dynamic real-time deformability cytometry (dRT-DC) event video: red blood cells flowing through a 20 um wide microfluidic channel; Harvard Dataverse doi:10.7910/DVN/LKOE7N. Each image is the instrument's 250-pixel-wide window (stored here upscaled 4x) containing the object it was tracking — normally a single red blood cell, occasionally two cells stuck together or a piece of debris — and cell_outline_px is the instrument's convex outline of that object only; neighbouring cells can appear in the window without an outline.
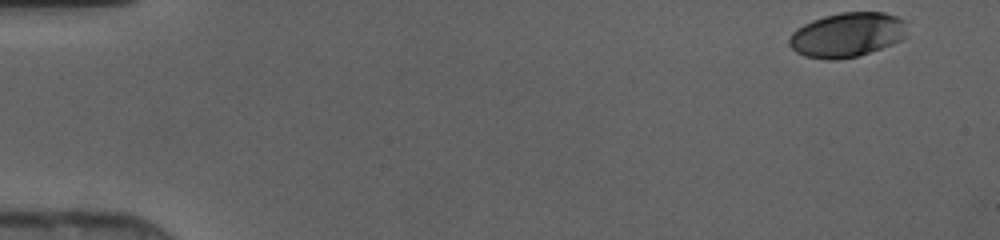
{"species": "human", "species_latin": "Homo sapiens", "temperature_condition": "cold", "stored_images_in_passage": 45, "camera_frame_rate_fps": 3000, "um_per_image_px": 0.085, "donor": {"sex": "female"}, "frame": {"image": 1, "passage_image": 1, "time_ms": 0.0, "image_size_px": [1000, 240], "cell_outline_px": [[908, 36], [892, 44], [856, 56], [836, 60], [828, 60], [804, 56], [796, 52], [788, 44], [788, 36], [796, 28], [812, 20], [824, 16], [840, 12], [884, 12], [908, 20]], "centroid_in_image_um": [72.03, 2.94], "position_along_channel_um": 13.0, "area_um2": 31.04}}
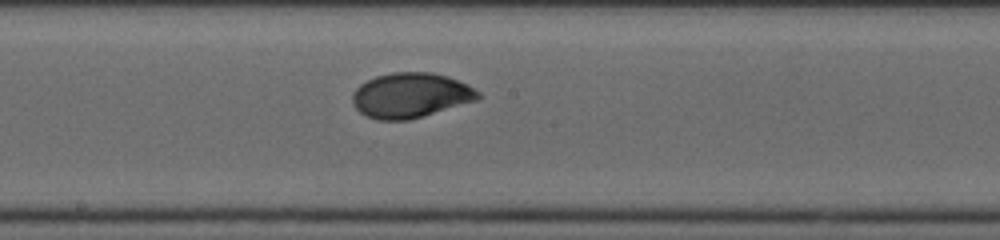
{"frame": {"image": 2, "passage_image": 24, "time_ms": 7.667, "image_size_px": [1000, 240], "cell_outline_px": [[484, 96], [476, 100], [408, 120], [376, 120], [360, 112], [352, 104], [352, 92], [360, 84], [376, 76], [392, 72], [432, 72], [448, 76], [468, 84], [480, 92]], "centroid_in_image_um": [34.9, 8.09], "position_along_channel_um": 213.3, "area_um2": 32.95}}
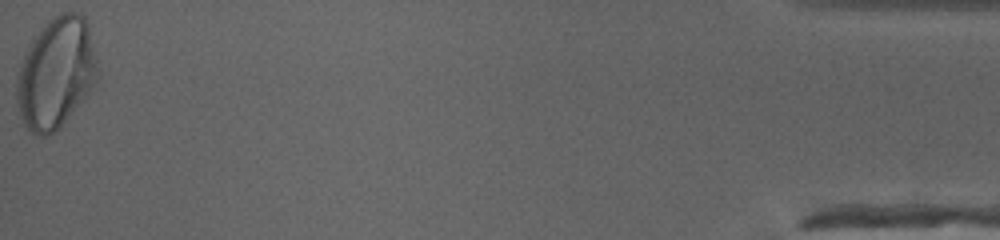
{"frame": {"image": 3, "passage_image": 45, "time_ms": 14.667, "image_size_px": [1000, 240], "cell_outline_px": [[100, 72], [92, 88], [68, 116], [52, 132], [44, 136], [40, 136], [32, 132], [24, 124], [20, 116], [16, 100], [16, 80], [24, 56], [32, 40], [48, 20], [52, 16], [60, 12], [76, 12], [84, 16], [88, 24], [100, 68]], "centroid_in_image_um": [4.78, 6.16], "position_along_channel_um": 430.4, "area_um2": 51.79}}